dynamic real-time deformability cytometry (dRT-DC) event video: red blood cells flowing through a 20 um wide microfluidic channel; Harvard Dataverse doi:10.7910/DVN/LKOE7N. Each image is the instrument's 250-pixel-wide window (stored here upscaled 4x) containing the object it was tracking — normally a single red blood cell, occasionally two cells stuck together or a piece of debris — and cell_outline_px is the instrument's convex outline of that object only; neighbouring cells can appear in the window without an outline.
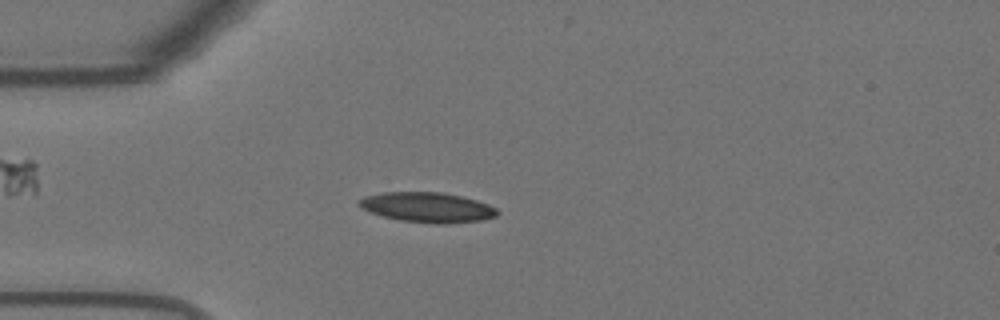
{"species": "Egyptian fruit bat (a non-hibernating species)", "species_latin": "Rousettus aegyptiacus", "temperature_condition": "warm", "stored_images_in_passage": 44, "camera_frame_rate_fps": 3000, "um_per_image_px": 0.085, "animal": {"sex": "female"}, "frame": {"image": 1, "passage_image": 3, "time_ms": 0.667, "image_size_px": [1000, 320], "cell_outline_px": [[500, 212], [496, 216], [480, 220], [444, 224], [436, 224], [400, 220], [384, 216], [372, 212], [356, 204], [364, 196], [380, 192], [444, 192], [476, 200], [488, 204], [496, 208]], "centroid_in_image_um": [36.34, 17.61], "position_along_channel_um": 48.7, "area_um2": 24.04}}
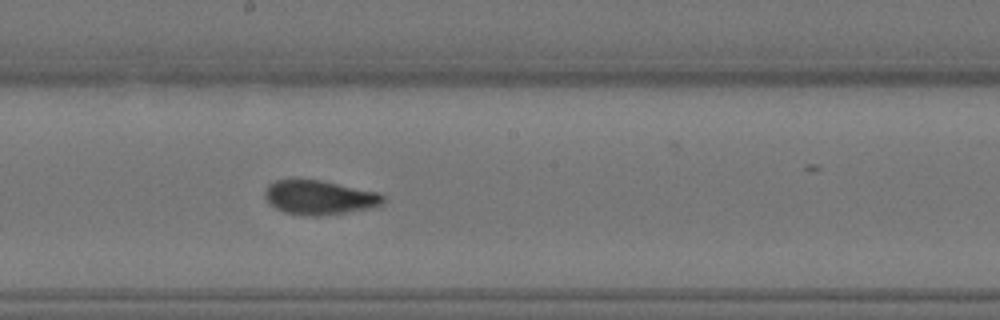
{"frame": {"image": 2, "passage_image": 18, "time_ms": 5.667, "image_size_px": [1000, 320], "cell_outline_px": [[384, 204], [372, 208], [316, 216], [304, 216], [284, 212], [276, 208], [264, 196], [264, 192], [268, 184], [276, 180], [296, 176], [320, 180], [376, 192], [384, 196]], "centroid_in_image_um": [27.09, 16.75], "position_along_channel_um": 221.1, "area_um2": 23.93}}
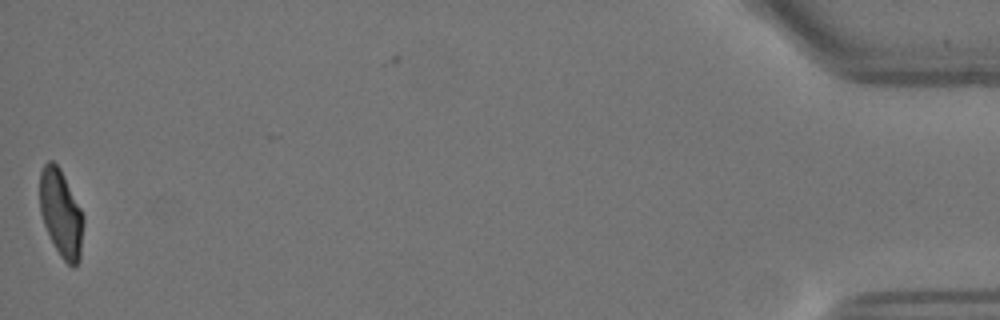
{"frame": {"image": 3, "passage_image": 43, "time_ms": 14.0, "image_size_px": [1000, 320], "cell_outline_px": [[84, 220], [80, 260], [72, 268], [60, 256], [44, 224], [40, 212], [40, 172], [44, 164], [48, 160], [52, 160], [60, 168], [84, 216]], "centroid_in_image_um": [5.19, 18.14], "position_along_channel_um": 430.0, "area_um2": 22.02}, "authors_computed_cell_mechanics": {"area_um2": 23.2067, "velocity_mm_per_s": 3.6817, "shape_relaxation_time_tau1_ms": 6.6713, "shape_relaxation_time_tau2_ms": 1.207, "deformation_change_tau1": 0.2081, "deformation_change_tau2": 0.074}}